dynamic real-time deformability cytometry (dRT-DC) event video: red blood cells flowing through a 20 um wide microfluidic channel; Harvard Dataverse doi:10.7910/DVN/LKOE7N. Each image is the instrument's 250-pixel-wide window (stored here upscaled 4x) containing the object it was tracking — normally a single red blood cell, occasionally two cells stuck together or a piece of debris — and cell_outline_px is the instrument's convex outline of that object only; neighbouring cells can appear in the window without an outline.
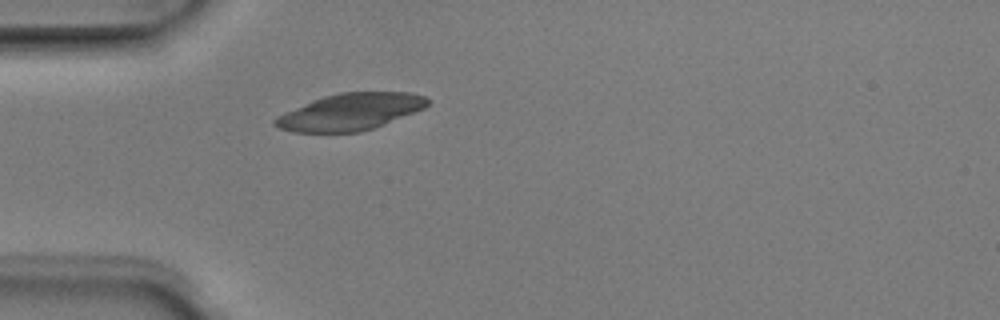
{"species": "Egyptian fruit bat (a non-hibernating species)", "species_latin": "Rousettus aegyptiacus", "temperature_condition": "room temperature", "stored_images_in_passage": 3, "camera_frame_rate_fps": 3000, "um_per_image_px": 0.085, "animal": {"sex": "male"}, "frame": {"image": 1, "passage_image": 3, "time_ms": 0.667, "image_size_px": [1000, 320], "cell_outline_px": [[428, 104], [424, 108], [372, 128], [360, 132], [292, 132], [280, 128], [272, 124], [272, 120], [276, 116], [284, 112], [312, 100], [324, 96], [340, 92], [412, 92], [424, 96], [428, 100]], "centroid_in_image_um": [29.72, 9.5], "position_along_channel_um": 55.3, "area_um2": 32.43}}